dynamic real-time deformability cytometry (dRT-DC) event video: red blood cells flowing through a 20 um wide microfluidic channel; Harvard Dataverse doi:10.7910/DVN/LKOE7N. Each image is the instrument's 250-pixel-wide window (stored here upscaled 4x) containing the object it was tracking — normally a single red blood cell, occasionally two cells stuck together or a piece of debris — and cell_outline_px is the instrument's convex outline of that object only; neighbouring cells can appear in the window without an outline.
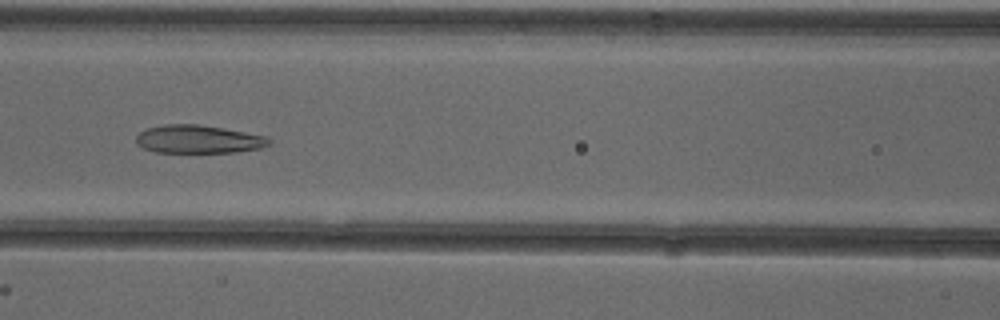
{"species": "common noctule bat (a hibernating species)", "species_latin": "Nyctalus noctula", "temperature_condition": "cold", "stored_images_in_passage": 40, "camera_frame_rate_fps": 3000, "um_per_image_px": 0.085, "animal": {"sex": "female"}, "frame": {"image": 1, "passage_image": 11, "time_ms": 3.333, "image_size_px": [1000, 320], "cell_outline_px": [[272, 140], [268, 144], [260, 148], [236, 152], [156, 152], [144, 148], [136, 144], [136, 136], [140, 132], [148, 128], [164, 124], [196, 124], [224, 128], [268, 136]], "centroid_in_image_um": [16.87, 11.83], "position_along_channel_um": 149.7, "area_um2": 21.79}}
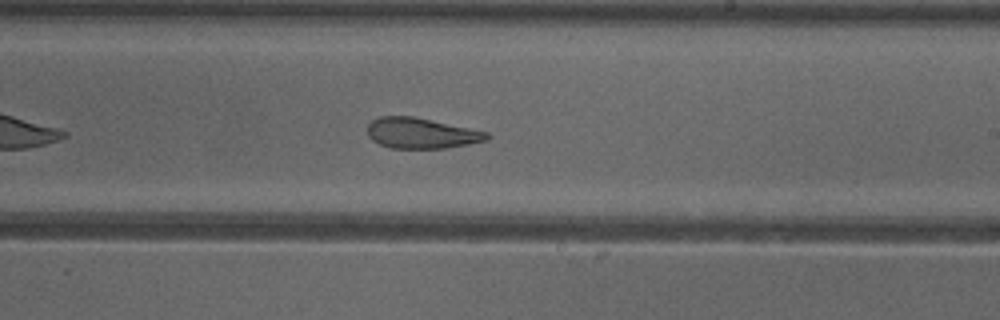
{"frame": {"image": 2, "passage_image": 19, "time_ms": 6.0, "image_size_px": [1000, 320], "cell_outline_px": [[492, 136], [488, 140], [468, 144], [444, 148], [392, 148], [380, 144], [372, 140], [368, 136], [368, 124], [372, 120], [380, 116], [412, 116], [488, 132]], "centroid_in_image_um": [35.81, 11.32], "position_along_channel_um": 253.2, "area_um2": 21.15}}
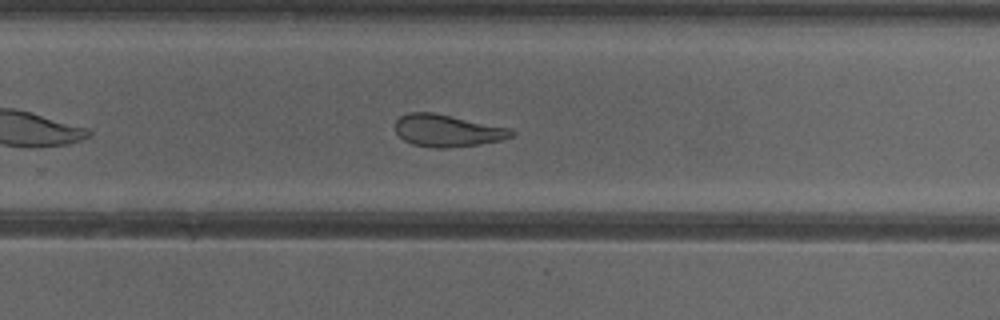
{"frame": {"image": 3, "passage_image": 22, "time_ms": 7.0, "image_size_px": [1000, 320], "cell_outline_px": [[516, 132], [512, 136], [500, 140], [476, 144], [448, 148], [432, 148], [412, 144], [404, 140], [396, 132], [396, 120], [400, 116], [408, 112], [432, 112], [508, 128]], "centroid_in_image_um": [37.97, 11.1], "position_along_channel_um": 291.8, "area_um2": 21.44}, "authors_computed_cell_mechanics": {"area_um2": 23.4379, "velocity_mm_per_s": 3.9024, "shape_relaxation_time_tau1_ms": 8.3996, "shape_relaxation_time_tau2_ms": 2.5225, "deformation_change_tau1": 0.1861, "deformation_change_tau2": 0.1054}}